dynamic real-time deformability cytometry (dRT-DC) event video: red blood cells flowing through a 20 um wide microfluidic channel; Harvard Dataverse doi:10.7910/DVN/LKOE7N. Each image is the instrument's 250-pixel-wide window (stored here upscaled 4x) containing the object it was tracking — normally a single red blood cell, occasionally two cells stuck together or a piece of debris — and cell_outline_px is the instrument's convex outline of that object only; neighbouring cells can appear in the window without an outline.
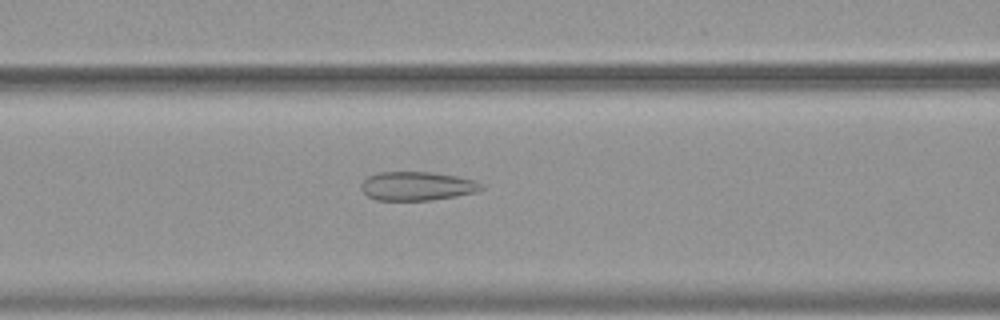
{"species": "common noctule bat (a hibernating species)", "species_latin": "Nyctalus noctula", "temperature_condition": "warm", "stored_images_in_passage": 54, "camera_frame_rate_fps": 3000, "um_per_image_px": 0.085, "animal": {"sex": "female", "body_mass_g": 19.9}, "frame": {"image": 1, "passage_image": 23, "time_ms": 7.333, "image_size_px": [1000, 320], "cell_outline_px": [[484, 188], [476, 192], [456, 196], [432, 200], [376, 200], [368, 196], [360, 188], [360, 184], [368, 176], [376, 172], [432, 172], [456, 176], [476, 180], [484, 184]], "centroid_in_image_um": [35.46, 15.81], "position_along_channel_um": 131.1, "area_um2": 20.35}}
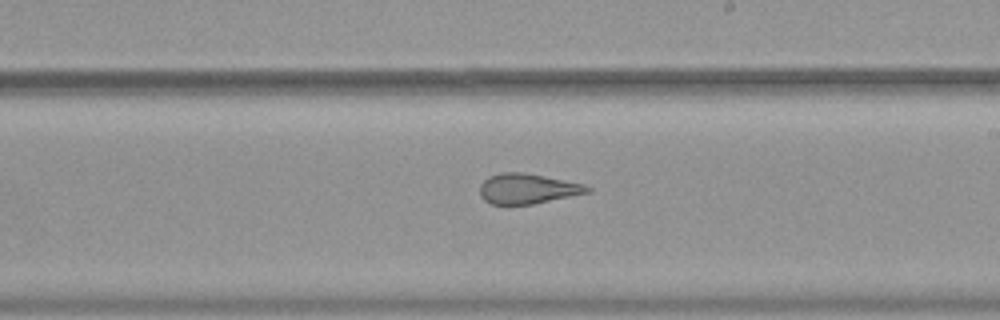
{"frame": {"image": 2, "passage_image": 32, "time_ms": 10.333, "image_size_px": [1000, 320], "cell_outline_px": [[592, 192], [532, 204], [492, 204], [484, 200], [480, 196], [480, 184], [488, 176], [500, 172], [524, 172], [584, 184], [592, 188]], "centroid_in_image_um": [44.84, 16.03], "position_along_channel_um": 244.2, "area_um2": 18.96}}
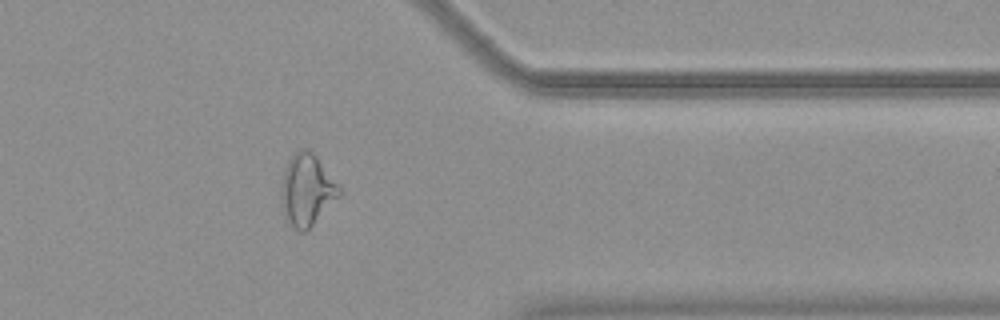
{"frame": {"image": 3, "passage_image": 44, "time_ms": 14.333, "image_size_px": [1000, 320], "cell_outline_px": [[340, 192], [312, 224], [304, 232], [300, 232], [284, 220], [280, 200], [280, 184], [288, 160], [300, 148], [308, 148], [316, 156], [340, 188]], "centroid_in_image_um": [25.99, 16.13], "position_along_channel_um": 385.4, "area_um2": 23.7}, "authors_computed_cell_mechanics": {"area_um2": 25.0852, "velocity_mm_per_s": 3.7762, "shape_relaxation_time_tau1_ms": null, "shape_relaxation_time_tau2_ms": 1.4003, "deformation_change_tau1": null, "deformation_change_tau2": 0.0957}}